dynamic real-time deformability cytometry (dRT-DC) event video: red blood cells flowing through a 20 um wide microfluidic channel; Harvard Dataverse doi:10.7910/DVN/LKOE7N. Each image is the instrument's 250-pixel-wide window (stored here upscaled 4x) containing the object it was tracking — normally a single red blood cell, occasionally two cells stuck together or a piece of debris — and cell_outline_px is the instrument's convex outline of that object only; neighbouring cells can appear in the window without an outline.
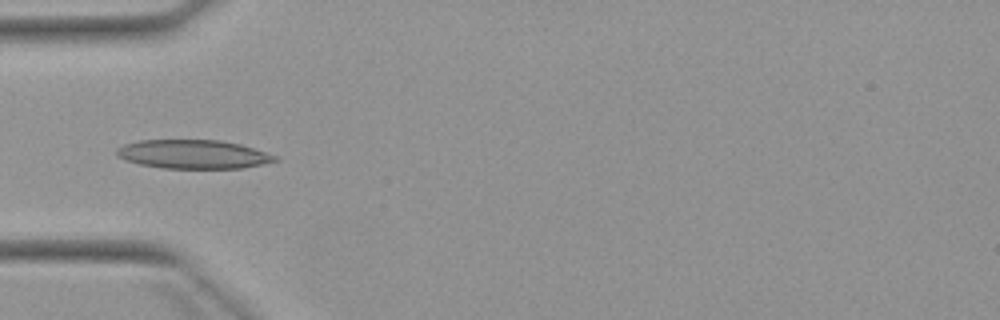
{"species": "Egyptian fruit bat (a non-hibernating species)", "species_latin": "Rousettus aegyptiacus", "temperature_condition": "warm", "stored_images_in_passage": 4, "camera_frame_rate_fps": 3000, "um_per_image_px": 0.085, "animal": {"sex": "female"}, "frame": {"image": 1, "passage_image": 4, "time_ms": 3.667, "image_size_px": [1000, 320], "cell_outline_px": [[280, 160], [244, 168], [164, 168], [140, 164], [124, 160], [116, 156], [116, 148], [124, 144], [140, 140], [220, 140], [240, 144], [280, 156]], "centroid_in_image_um": [16.44, 13.11], "position_along_channel_um": 68.6, "area_um2": 26.76}}